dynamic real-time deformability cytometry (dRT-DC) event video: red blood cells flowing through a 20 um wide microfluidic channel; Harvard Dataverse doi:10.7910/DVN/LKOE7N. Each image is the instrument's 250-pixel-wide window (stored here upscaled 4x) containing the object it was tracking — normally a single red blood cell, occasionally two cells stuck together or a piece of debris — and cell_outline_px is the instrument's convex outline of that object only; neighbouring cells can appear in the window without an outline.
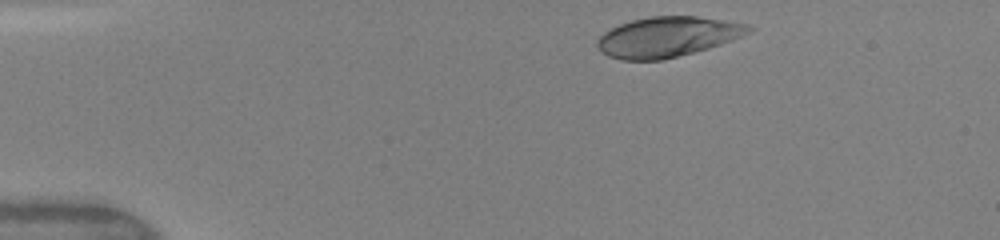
{"species": "human", "species_latin": "Homo sapiens", "temperature_condition": "warm", "stored_images_in_passage": 42, "camera_frame_rate_fps": 3000, "um_per_image_px": 0.085, "donor": {"sex": "female"}, "frame": {"image": 1, "passage_image": 2, "time_ms": 0.333, "image_size_px": [1000, 240], "cell_outline_px": [[756, 28], [752, 32], [732, 40], [708, 48], [660, 60], [620, 60], [608, 56], [600, 52], [596, 44], [596, 40], [604, 32], [620, 24], [632, 20], [652, 16], [696, 16], [748, 24]], "centroid_in_image_um": [56.73, 3.13], "position_along_channel_um": 28.3, "area_um2": 35.37}}
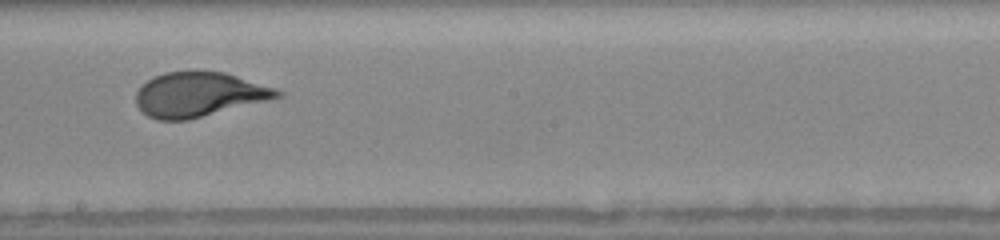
{"frame": {"image": 2, "passage_image": 22, "time_ms": 7.0, "image_size_px": [1000, 240], "cell_outline_px": [[284, 96], [272, 100], [188, 120], [156, 120], [148, 116], [136, 104], [136, 92], [148, 80], [164, 72], [196, 68], [224, 72], [284, 92]], "centroid_in_image_um": [16.92, 8.01], "position_along_channel_um": 231.3, "area_um2": 37.22}}
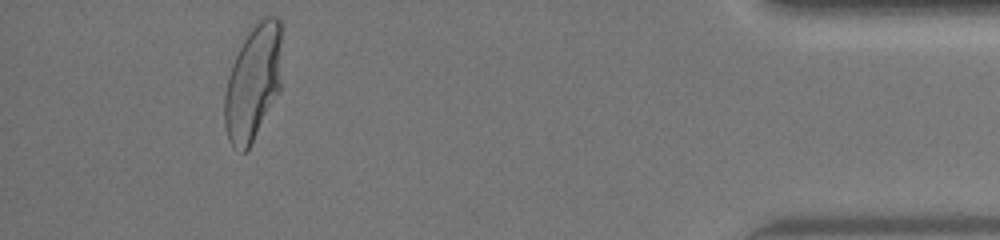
{"frame": {"image": 3, "passage_image": 39, "time_ms": 12.667, "image_size_px": [1000, 240], "cell_outline_px": [[280, 92], [248, 148], [244, 152], [240, 152], [228, 140], [224, 124], [224, 96], [228, 76], [232, 64], [244, 40], [256, 20], [264, 16], [276, 16], [280, 20]], "centroid_in_image_um": [21.5, 7.01], "position_along_channel_um": 413.7, "area_um2": 38.38}, "authors_computed_cell_mechanics": {"area_um2": 37.2232, "velocity_mm_per_s": 4.1382, "shape_relaxation_time_tau1_ms": 4.4282, "shape_relaxation_time_tau2_ms": null, "deformation_change_tau1": 0.2345, "deformation_change_tau2": null}}